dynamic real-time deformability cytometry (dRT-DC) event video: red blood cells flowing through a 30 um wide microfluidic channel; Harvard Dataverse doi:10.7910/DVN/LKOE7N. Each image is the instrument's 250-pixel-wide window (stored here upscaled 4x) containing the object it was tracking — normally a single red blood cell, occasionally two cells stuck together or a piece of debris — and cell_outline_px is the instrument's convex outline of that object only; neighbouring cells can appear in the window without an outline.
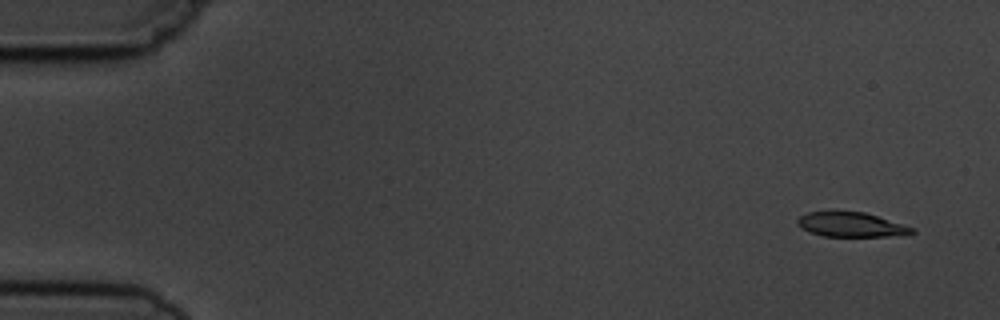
{"species": "common noctule bat (a hibernating species)", "species_latin": "Nyctalus noctula", "temperature_condition": "cold", "stored_images_in_passage": 6, "camera_frame_rate_fps": 3000, "um_per_image_px": 0.085, "animal": {"sex": "male", "body_mass_g": 19.5, "forearm_length_mm": 54.6}, "frame": {"image": 1, "passage_image": 1, "time_ms": 0.0, "image_size_px": [1000, 320], "cell_outline_px": [[916, 232], [912, 236], [824, 236], [808, 232], [800, 228], [796, 224], [796, 220], [800, 216], [808, 212], [832, 208], [864, 212], [904, 224], [916, 228]], "centroid_in_image_um": [72.34, 19.06], "position_along_channel_um": 12.7, "area_um2": 17.46}}
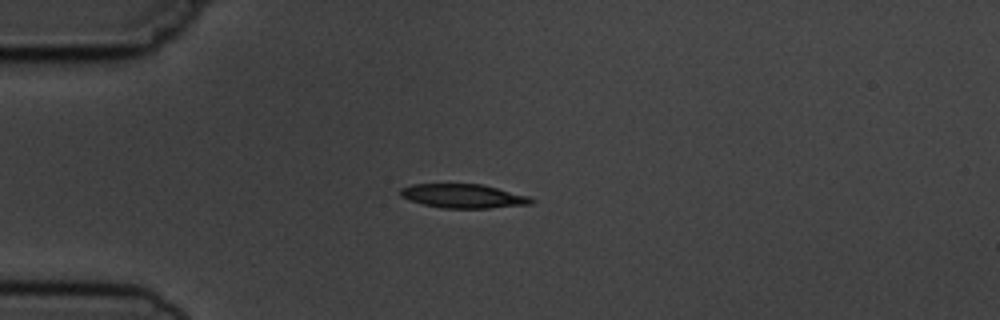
{"frame": {"image": 2, "passage_image": 4, "time_ms": 3.667, "image_size_px": [1000, 320], "cell_outline_px": [[536, 200], [532, 204], [488, 208], [440, 208], [424, 204], [400, 196], [400, 188], [412, 184], [480, 184], [528, 196]], "centroid_in_image_um": [39.38, 16.67], "position_along_channel_um": 45.6, "area_um2": 18.09}}
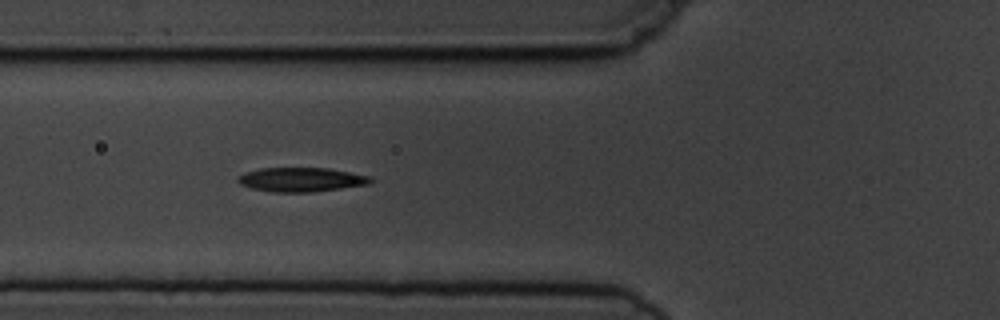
{"frame": {"image": 3, "passage_image": 6, "time_ms": 5.667, "image_size_px": [1000, 320], "cell_outline_px": [[376, 180], [372, 184], [312, 192], [272, 192], [252, 188], [240, 184], [236, 180], [244, 172], [260, 168], [328, 168], [372, 176]], "centroid_in_image_um": [25.67, 15.26], "position_along_channel_um": 100.1, "area_um2": 18.9}}